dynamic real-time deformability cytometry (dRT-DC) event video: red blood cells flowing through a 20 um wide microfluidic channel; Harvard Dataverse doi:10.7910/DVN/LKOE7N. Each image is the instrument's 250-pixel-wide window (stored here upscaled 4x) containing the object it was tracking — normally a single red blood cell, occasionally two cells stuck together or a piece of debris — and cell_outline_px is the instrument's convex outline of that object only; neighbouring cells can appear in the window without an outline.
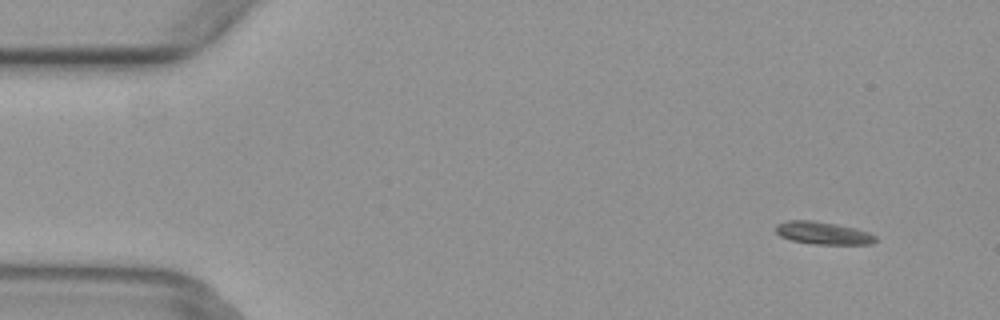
{"species": "common noctule bat (a hibernating species)", "species_latin": "Nyctalus noctula", "temperature_condition": "warm", "stored_images_in_passage": 3, "camera_frame_rate_fps": 3000, "um_per_image_px": 0.085, "animal": {"sex": "female", "body_mass_g": 29.2, "forearm_length_mm": 56.3}, "frame": {"image": 1, "passage_image": 1, "time_ms": 0.0, "image_size_px": [1000, 320], "cell_outline_px": [[876, 240], [872, 244], [816, 244], [792, 240], [780, 236], [776, 232], [776, 224], [788, 220], [812, 220], [836, 224], [856, 228], [868, 232], [876, 236]], "centroid_in_image_um": [69.96, 19.8], "position_along_channel_um": 15.0, "area_um2": 13.06}}